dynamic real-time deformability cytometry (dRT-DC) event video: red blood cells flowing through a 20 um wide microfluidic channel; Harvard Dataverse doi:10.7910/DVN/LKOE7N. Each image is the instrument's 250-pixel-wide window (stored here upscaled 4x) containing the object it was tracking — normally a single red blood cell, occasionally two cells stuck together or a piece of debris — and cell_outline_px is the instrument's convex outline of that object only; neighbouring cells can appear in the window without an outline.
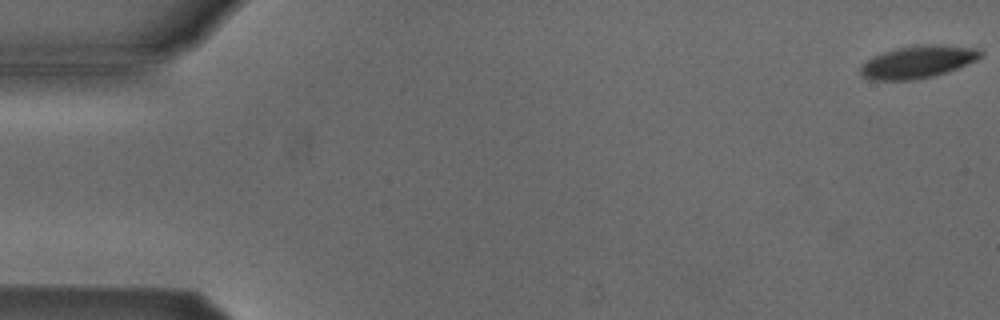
{"species": "Egyptian fruit bat (a non-hibernating species)", "species_latin": "Rousettus aegyptiacus", "temperature_condition": "cold", "stored_images_in_passage": 10, "camera_frame_rate_fps": 3000, "um_per_image_px": 0.085, "animal": {"sex": "male"}, "frame": {"image": 1, "passage_image": 1, "time_ms": 0.0, "image_size_px": [1000, 320], "cell_outline_px": [[984, 56], [976, 60], [956, 68], [932, 76], [912, 80], [868, 80], [860, 76], [860, 68], [872, 56], [896, 48], [920, 44], [940, 44], [976, 48], [984, 52]], "centroid_in_image_um": [78.01, 5.25], "position_along_channel_um": 7.0, "area_um2": 22.72}}